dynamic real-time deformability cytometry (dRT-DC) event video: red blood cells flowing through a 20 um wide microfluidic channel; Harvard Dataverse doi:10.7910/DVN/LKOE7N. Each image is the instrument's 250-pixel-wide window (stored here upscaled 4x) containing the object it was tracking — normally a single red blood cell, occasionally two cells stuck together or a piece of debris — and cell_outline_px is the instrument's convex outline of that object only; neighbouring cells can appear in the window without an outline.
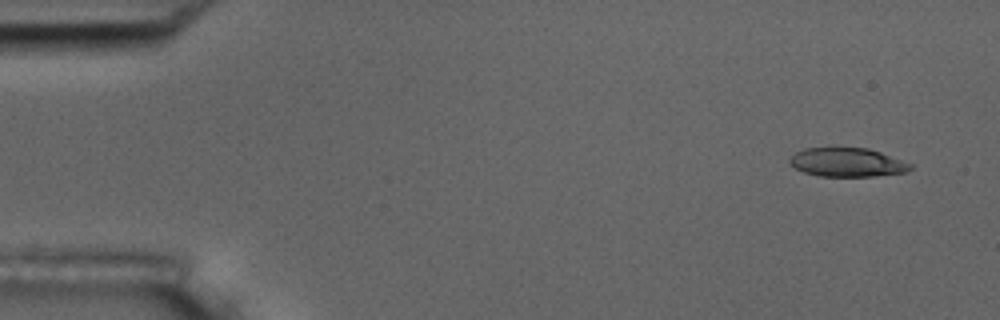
{"species": "common noctule bat (a hibernating species)", "species_latin": "Nyctalus noctula", "temperature_condition": "room temperature", "stored_images_in_passage": 7, "camera_frame_rate_fps": 3000, "um_per_image_px": 0.085, "animal": {"sex": "male", "body_mass_g": 17.5, "forearm_length_mm": 52.3}, "frame": {"image": 1, "passage_image": 1, "time_ms": 0.0, "image_size_px": [1000, 320], "cell_outline_px": [[912, 168], [908, 172], [872, 176], [820, 176], [804, 172], [796, 168], [788, 160], [796, 152], [804, 148], [832, 144], [868, 148], [880, 152], [912, 164]], "centroid_in_image_um": [71.98, 13.74], "position_along_channel_um": 13.0, "area_um2": 20.98}}
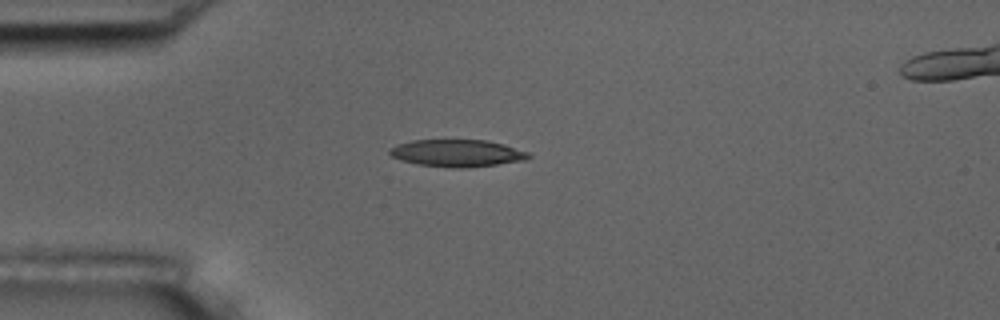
{"frame": {"image": 2, "passage_image": 4, "time_ms": 3.667, "image_size_px": [1000, 320], "cell_outline_px": [[532, 156], [524, 160], [468, 168], [452, 168], [416, 164], [400, 160], [392, 156], [388, 152], [388, 148], [396, 144], [412, 140], [488, 140], [504, 144], [532, 152]], "centroid_in_image_um": [38.86, 13.01], "position_along_channel_um": 46.1, "area_um2": 22.31}}